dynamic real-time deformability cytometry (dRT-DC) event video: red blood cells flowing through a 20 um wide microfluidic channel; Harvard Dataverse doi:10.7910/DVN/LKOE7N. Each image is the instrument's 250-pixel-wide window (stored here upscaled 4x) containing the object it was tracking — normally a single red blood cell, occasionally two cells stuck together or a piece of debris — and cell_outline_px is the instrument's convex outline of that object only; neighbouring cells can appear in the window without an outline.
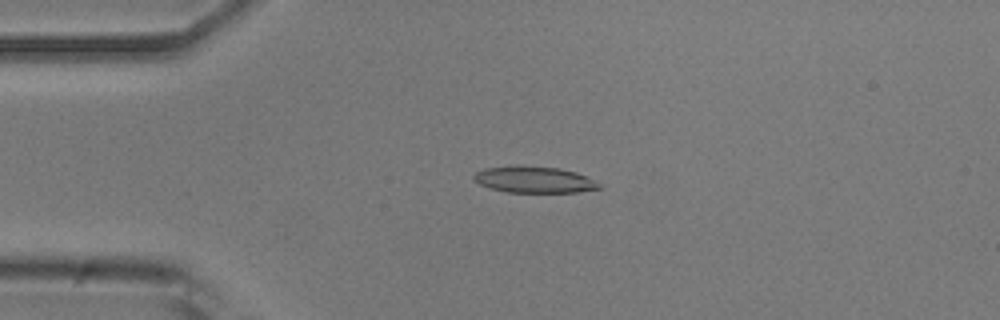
{"species": "common noctule bat (a hibernating species)", "species_latin": "Nyctalus noctula", "temperature_condition": "room temperature", "stored_images_in_passage": 47, "camera_frame_rate_fps": 3000, "um_per_image_px": 0.085, "animal": {"sex": "male", "body_mass_g": 20.5, "forearm_length_mm": 52.5}, "frame": {"image": 1, "passage_image": 6, "time_ms": 1.667, "image_size_px": [1000, 320], "cell_outline_px": [[604, 188], [576, 192], [504, 192], [480, 184], [472, 176], [476, 172], [484, 168], [560, 168], [576, 172], [600, 184]], "centroid_in_image_um": [45.46, 15.31], "position_along_channel_um": 39.5, "area_um2": 18.32}}
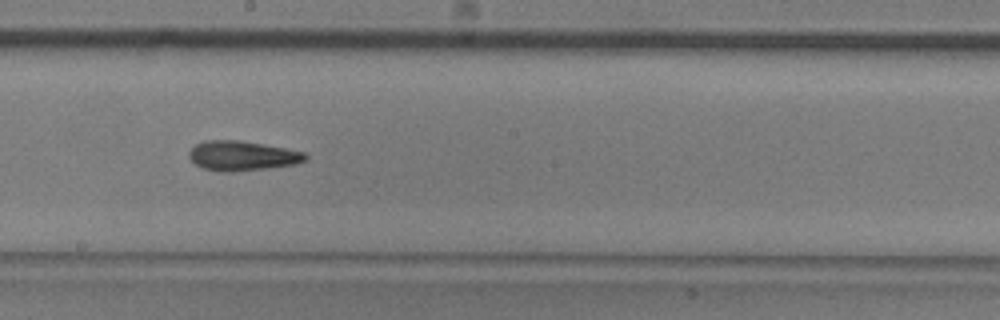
{"frame": {"image": 2, "passage_image": 23, "time_ms": 7.333, "image_size_px": [1000, 320], "cell_outline_px": [[308, 156], [304, 160], [296, 164], [268, 168], [204, 168], [196, 164], [188, 156], [188, 152], [196, 144], [204, 140], [240, 140], [264, 144], [304, 152]], "centroid_in_image_um": [20.61, 13.17], "position_along_channel_um": 227.6, "area_um2": 19.02}}
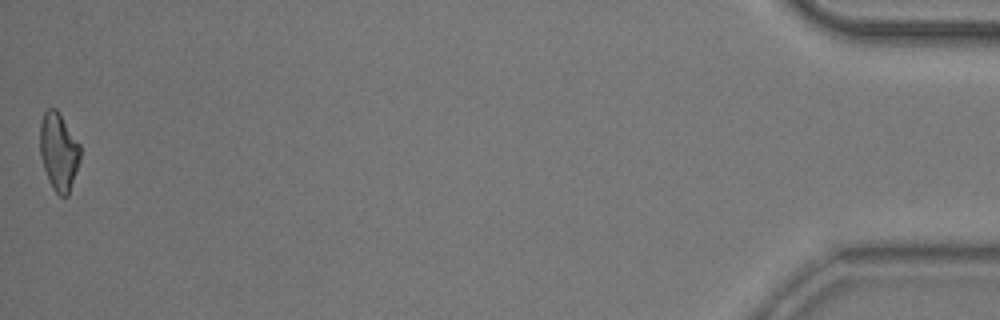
{"frame": {"image": 3, "passage_image": 47, "time_ms": 15.333, "image_size_px": [1000, 320], "cell_outline_px": [[80, 160], [68, 196], [60, 196], [52, 188], [48, 180], [40, 156], [40, 124], [44, 112], [48, 108], [56, 108], [80, 144]], "centroid_in_image_um": [4.98, 12.89], "position_along_channel_um": 430.2, "area_um2": 18.21}, "authors_computed_cell_mechanics": {"area_um2": 19.1896, "velocity_mm_per_s": 3.7623, "shape_relaxation_time_tau1_ms": 8.5692, "shape_relaxation_time_tau2_ms": 6.0159, "deformation_change_tau1": 0.2042, "deformation_change_tau2": 0.168}}